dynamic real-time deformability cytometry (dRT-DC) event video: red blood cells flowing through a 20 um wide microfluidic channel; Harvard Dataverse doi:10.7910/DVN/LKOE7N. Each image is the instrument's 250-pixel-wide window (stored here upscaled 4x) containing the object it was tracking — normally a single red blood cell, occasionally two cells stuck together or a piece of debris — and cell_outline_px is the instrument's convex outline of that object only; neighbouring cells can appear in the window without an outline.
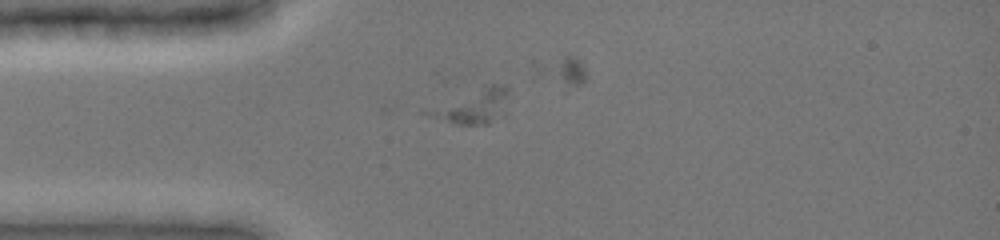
{"species": "common noctule bat (a hibernating species)", "species_latin": "Nyctalus noctula", "temperature_condition": "cold", "stored_images_in_passage": 40, "camera_frame_rate_fps": 3000, "um_per_image_px": 0.085, "animal": {"sex": "female", "body_mass_g": 19.0, "forearm_length_mm": 51.5}, "frame": {"image": 1, "passage_image": 1, "time_ms": 0.0, "image_size_px": [1000, 240], "cell_outline_px": [[508, 92], [488, 124], [456, 124], [420, 112], [424, 108], [492, 84], [508, 84]], "centroid_in_image_um": [40.0, 9.01], "position_along_channel_um": 45.0, "area_um2": 14.91}}
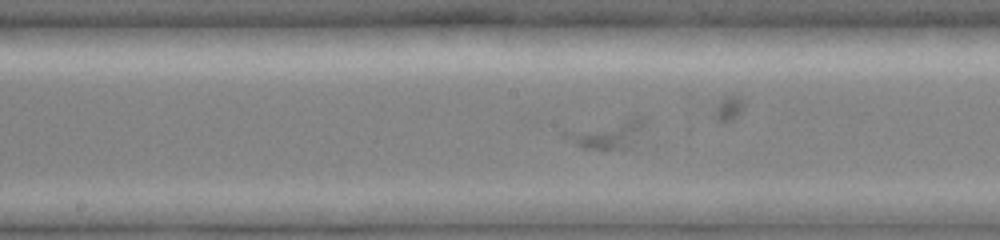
{"frame": {"image": 2, "passage_image": 14, "time_ms": 4.333, "image_size_px": [1000, 240], "cell_outline_px": [[644, 124], [632, 144], [628, 148], [584, 148], [560, 136], [560, 132], [564, 128], [628, 116], [636, 116], [644, 120]], "centroid_in_image_um": [51.45, 11.32], "position_along_channel_um": 196.7, "area_um2": 13.81}}
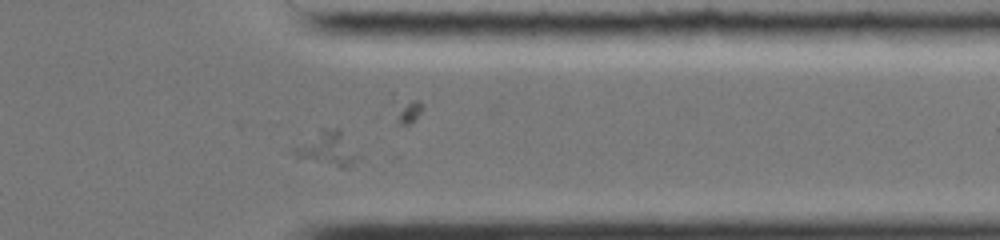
{"frame": {"image": 3, "passage_image": 29, "time_ms": 9.333, "image_size_px": [1000, 240], "cell_outline_px": [[360, 156], [348, 168], [340, 168], [296, 156], [296, 148], [320, 128], [340, 128]], "centroid_in_image_um": [27.94, 12.62], "position_along_channel_um": 383.5, "area_um2": 12.31}}